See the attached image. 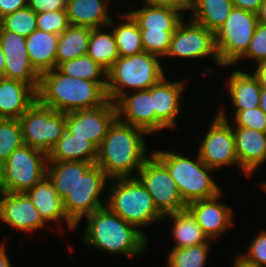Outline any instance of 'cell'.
Returning <instances> with one entry per match:
<instances>
[{
    "instance_id": "836d02e7",
    "label": "cell",
    "mask_w": 266,
    "mask_h": 267,
    "mask_svg": "<svg viewBox=\"0 0 266 267\" xmlns=\"http://www.w3.org/2000/svg\"><path fill=\"white\" fill-rule=\"evenodd\" d=\"M62 74L94 82H107V70L88 55L60 63L56 67Z\"/></svg>"
},
{
    "instance_id": "8d00e7d4",
    "label": "cell",
    "mask_w": 266,
    "mask_h": 267,
    "mask_svg": "<svg viewBox=\"0 0 266 267\" xmlns=\"http://www.w3.org/2000/svg\"><path fill=\"white\" fill-rule=\"evenodd\" d=\"M0 26L26 38L37 29V14L27 5L1 18Z\"/></svg>"
},
{
    "instance_id": "ac0fdd59",
    "label": "cell",
    "mask_w": 266,
    "mask_h": 267,
    "mask_svg": "<svg viewBox=\"0 0 266 267\" xmlns=\"http://www.w3.org/2000/svg\"><path fill=\"white\" fill-rule=\"evenodd\" d=\"M0 221L10 226L12 231L20 230L24 234L49 227L24 193L2 192Z\"/></svg>"
},
{
    "instance_id": "52a82bcc",
    "label": "cell",
    "mask_w": 266,
    "mask_h": 267,
    "mask_svg": "<svg viewBox=\"0 0 266 267\" xmlns=\"http://www.w3.org/2000/svg\"><path fill=\"white\" fill-rule=\"evenodd\" d=\"M48 156L23 144L0 166L2 192L24 193L46 176Z\"/></svg>"
},
{
    "instance_id": "db71d44e",
    "label": "cell",
    "mask_w": 266,
    "mask_h": 267,
    "mask_svg": "<svg viewBox=\"0 0 266 267\" xmlns=\"http://www.w3.org/2000/svg\"><path fill=\"white\" fill-rule=\"evenodd\" d=\"M260 188H261L264 192H266V181H263V182L260 183Z\"/></svg>"
},
{
    "instance_id": "f907efd6",
    "label": "cell",
    "mask_w": 266,
    "mask_h": 267,
    "mask_svg": "<svg viewBox=\"0 0 266 267\" xmlns=\"http://www.w3.org/2000/svg\"><path fill=\"white\" fill-rule=\"evenodd\" d=\"M258 22L266 24V0H264L257 13Z\"/></svg>"
},
{
    "instance_id": "8fae6325",
    "label": "cell",
    "mask_w": 266,
    "mask_h": 267,
    "mask_svg": "<svg viewBox=\"0 0 266 267\" xmlns=\"http://www.w3.org/2000/svg\"><path fill=\"white\" fill-rule=\"evenodd\" d=\"M257 24L256 13L235 7L231 10L215 32V45L223 66H232L246 52Z\"/></svg>"
},
{
    "instance_id": "74e56055",
    "label": "cell",
    "mask_w": 266,
    "mask_h": 267,
    "mask_svg": "<svg viewBox=\"0 0 266 267\" xmlns=\"http://www.w3.org/2000/svg\"><path fill=\"white\" fill-rule=\"evenodd\" d=\"M24 144L18 119L0 118V166L11 153Z\"/></svg>"
},
{
    "instance_id": "7402d4cb",
    "label": "cell",
    "mask_w": 266,
    "mask_h": 267,
    "mask_svg": "<svg viewBox=\"0 0 266 267\" xmlns=\"http://www.w3.org/2000/svg\"><path fill=\"white\" fill-rule=\"evenodd\" d=\"M235 69V70H234ZM225 89L233 112L245 111L260 106L261 86L258 78L249 70L233 67Z\"/></svg>"
},
{
    "instance_id": "603a6c76",
    "label": "cell",
    "mask_w": 266,
    "mask_h": 267,
    "mask_svg": "<svg viewBox=\"0 0 266 267\" xmlns=\"http://www.w3.org/2000/svg\"><path fill=\"white\" fill-rule=\"evenodd\" d=\"M37 101V91L22 81L0 78V118L19 119Z\"/></svg>"
},
{
    "instance_id": "5bb4252c",
    "label": "cell",
    "mask_w": 266,
    "mask_h": 267,
    "mask_svg": "<svg viewBox=\"0 0 266 267\" xmlns=\"http://www.w3.org/2000/svg\"><path fill=\"white\" fill-rule=\"evenodd\" d=\"M165 75L151 87L153 110H155V134L176 129L182 116L184 91L187 88L186 79L172 80ZM182 104V105H181ZM179 118V119H178Z\"/></svg>"
},
{
    "instance_id": "83f0119b",
    "label": "cell",
    "mask_w": 266,
    "mask_h": 267,
    "mask_svg": "<svg viewBox=\"0 0 266 267\" xmlns=\"http://www.w3.org/2000/svg\"><path fill=\"white\" fill-rule=\"evenodd\" d=\"M48 161H84L95 163L98 148L87 138L75 137L67 130L47 154Z\"/></svg>"
},
{
    "instance_id": "9a60e30c",
    "label": "cell",
    "mask_w": 266,
    "mask_h": 267,
    "mask_svg": "<svg viewBox=\"0 0 266 267\" xmlns=\"http://www.w3.org/2000/svg\"><path fill=\"white\" fill-rule=\"evenodd\" d=\"M116 119V105L108 99L99 107L66 113V130L75 137L87 138L98 148Z\"/></svg>"
},
{
    "instance_id": "d6a6232c",
    "label": "cell",
    "mask_w": 266,
    "mask_h": 267,
    "mask_svg": "<svg viewBox=\"0 0 266 267\" xmlns=\"http://www.w3.org/2000/svg\"><path fill=\"white\" fill-rule=\"evenodd\" d=\"M87 55L106 70L119 58L116 38L109 25L91 28Z\"/></svg>"
},
{
    "instance_id": "2e32d148",
    "label": "cell",
    "mask_w": 266,
    "mask_h": 267,
    "mask_svg": "<svg viewBox=\"0 0 266 267\" xmlns=\"http://www.w3.org/2000/svg\"><path fill=\"white\" fill-rule=\"evenodd\" d=\"M222 195L224 197V191L215 197L193 201L187 205L204 235L211 241L221 239L224 233H228L226 231L236 225L235 210L222 202Z\"/></svg>"
},
{
    "instance_id": "7a4b0ae2",
    "label": "cell",
    "mask_w": 266,
    "mask_h": 267,
    "mask_svg": "<svg viewBox=\"0 0 266 267\" xmlns=\"http://www.w3.org/2000/svg\"><path fill=\"white\" fill-rule=\"evenodd\" d=\"M84 218L86 222L80 240L89 249L101 250L105 255L117 254L130 259L141 258L147 251L148 238L106 206Z\"/></svg>"
},
{
    "instance_id": "484cf974",
    "label": "cell",
    "mask_w": 266,
    "mask_h": 267,
    "mask_svg": "<svg viewBox=\"0 0 266 267\" xmlns=\"http://www.w3.org/2000/svg\"><path fill=\"white\" fill-rule=\"evenodd\" d=\"M84 161H48L46 176L52 182L56 193L64 200L78 185V179L93 165Z\"/></svg>"
},
{
    "instance_id": "7bdbcfd3",
    "label": "cell",
    "mask_w": 266,
    "mask_h": 267,
    "mask_svg": "<svg viewBox=\"0 0 266 267\" xmlns=\"http://www.w3.org/2000/svg\"><path fill=\"white\" fill-rule=\"evenodd\" d=\"M142 1L154 6L168 7L175 9L181 14L185 15L186 17L187 15L189 17V14H191L194 5V0H142Z\"/></svg>"
},
{
    "instance_id": "ffe728a7",
    "label": "cell",
    "mask_w": 266,
    "mask_h": 267,
    "mask_svg": "<svg viewBox=\"0 0 266 267\" xmlns=\"http://www.w3.org/2000/svg\"><path fill=\"white\" fill-rule=\"evenodd\" d=\"M232 128L240 170L251 178L266 163V133L245 127Z\"/></svg>"
},
{
    "instance_id": "f1b7e54d",
    "label": "cell",
    "mask_w": 266,
    "mask_h": 267,
    "mask_svg": "<svg viewBox=\"0 0 266 267\" xmlns=\"http://www.w3.org/2000/svg\"><path fill=\"white\" fill-rule=\"evenodd\" d=\"M172 220L171 237L173 246L170 248L181 249L189 246L204 244L208 238L204 235L201 227L192 213L185 209L176 213L165 215L163 220Z\"/></svg>"
},
{
    "instance_id": "d6986e66",
    "label": "cell",
    "mask_w": 266,
    "mask_h": 267,
    "mask_svg": "<svg viewBox=\"0 0 266 267\" xmlns=\"http://www.w3.org/2000/svg\"><path fill=\"white\" fill-rule=\"evenodd\" d=\"M117 118L127 124L155 135V110L151 87L145 90L131 91L122 95L116 102Z\"/></svg>"
},
{
    "instance_id": "277c9868",
    "label": "cell",
    "mask_w": 266,
    "mask_h": 267,
    "mask_svg": "<svg viewBox=\"0 0 266 267\" xmlns=\"http://www.w3.org/2000/svg\"><path fill=\"white\" fill-rule=\"evenodd\" d=\"M152 153L167 167L186 205L215 197L223 191L212 175L214 169L208 167L198 153L193 158L189 154L186 156L187 153L169 151L167 148H153Z\"/></svg>"
},
{
    "instance_id": "4316f807",
    "label": "cell",
    "mask_w": 266,
    "mask_h": 267,
    "mask_svg": "<svg viewBox=\"0 0 266 267\" xmlns=\"http://www.w3.org/2000/svg\"><path fill=\"white\" fill-rule=\"evenodd\" d=\"M143 5H135L131 11H127L139 26V29L149 30H176L184 15L175 9L168 7L154 6L144 1ZM140 7V8H139Z\"/></svg>"
},
{
    "instance_id": "5b68a950",
    "label": "cell",
    "mask_w": 266,
    "mask_h": 267,
    "mask_svg": "<svg viewBox=\"0 0 266 267\" xmlns=\"http://www.w3.org/2000/svg\"><path fill=\"white\" fill-rule=\"evenodd\" d=\"M107 190L105 206L124 221L134 225L147 238V232L141 228L163 223V216L137 177L110 179Z\"/></svg>"
},
{
    "instance_id": "ab89813d",
    "label": "cell",
    "mask_w": 266,
    "mask_h": 267,
    "mask_svg": "<svg viewBox=\"0 0 266 267\" xmlns=\"http://www.w3.org/2000/svg\"><path fill=\"white\" fill-rule=\"evenodd\" d=\"M255 62V65L263 60H266V24L258 22L254 36L252 37L249 47L246 52L232 65L227 66L240 67L239 63L247 61ZM239 64V65H238Z\"/></svg>"
},
{
    "instance_id": "cb8c5ba5",
    "label": "cell",
    "mask_w": 266,
    "mask_h": 267,
    "mask_svg": "<svg viewBox=\"0 0 266 267\" xmlns=\"http://www.w3.org/2000/svg\"><path fill=\"white\" fill-rule=\"evenodd\" d=\"M111 0H67L66 15L70 25L89 28L106 27L113 19Z\"/></svg>"
},
{
    "instance_id": "ee69618b",
    "label": "cell",
    "mask_w": 266,
    "mask_h": 267,
    "mask_svg": "<svg viewBox=\"0 0 266 267\" xmlns=\"http://www.w3.org/2000/svg\"><path fill=\"white\" fill-rule=\"evenodd\" d=\"M67 0H28V6L36 13L65 10Z\"/></svg>"
},
{
    "instance_id": "44dd1931",
    "label": "cell",
    "mask_w": 266,
    "mask_h": 267,
    "mask_svg": "<svg viewBox=\"0 0 266 267\" xmlns=\"http://www.w3.org/2000/svg\"><path fill=\"white\" fill-rule=\"evenodd\" d=\"M24 194L31 200V203L36 207L43 220L49 224H54L52 227L61 226L62 222L65 223L68 230H76V225L67 217L63 200L56 193V190L47 176L38 182L33 188L29 189Z\"/></svg>"
},
{
    "instance_id": "e575fe53",
    "label": "cell",
    "mask_w": 266,
    "mask_h": 267,
    "mask_svg": "<svg viewBox=\"0 0 266 267\" xmlns=\"http://www.w3.org/2000/svg\"><path fill=\"white\" fill-rule=\"evenodd\" d=\"M213 241L181 249L170 248L166 256L167 267H206Z\"/></svg>"
},
{
    "instance_id": "9c48e42d",
    "label": "cell",
    "mask_w": 266,
    "mask_h": 267,
    "mask_svg": "<svg viewBox=\"0 0 266 267\" xmlns=\"http://www.w3.org/2000/svg\"><path fill=\"white\" fill-rule=\"evenodd\" d=\"M24 144L48 154L66 130V113L34 102L18 119Z\"/></svg>"
},
{
    "instance_id": "681fc988",
    "label": "cell",
    "mask_w": 266,
    "mask_h": 267,
    "mask_svg": "<svg viewBox=\"0 0 266 267\" xmlns=\"http://www.w3.org/2000/svg\"><path fill=\"white\" fill-rule=\"evenodd\" d=\"M231 267H257L253 263L246 261L241 255L235 256Z\"/></svg>"
},
{
    "instance_id": "f5cc1de1",
    "label": "cell",
    "mask_w": 266,
    "mask_h": 267,
    "mask_svg": "<svg viewBox=\"0 0 266 267\" xmlns=\"http://www.w3.org/2000/svg\"><path fill=\"white\" fill-rule=\"evenodd\" d=\"M259 107L266 114V90H261Z\"/></svg>"
},
{
    "instance_id": "8992f818",
    "label": "cell",
    "mask_w": 266,
    "mask_h": 267,
    "mask_svg": "<svg viewBox=\"0 0 266 267\" xmlns=\"http://www.w3.org/2000/svg\"><path fill=\"white\" fill-rule=\"evenodd\" d=\"M161 60L145 51L132 56H119L107 70V98L115 103L128 92L152 87L167 75L166 66Z\"/></svg>"
},
{
    "instance_id": "3957f363",
    "label": "cell",
    "mask_w": 266,
    "mask_h": 267,
    "mask_svg": "<svg viewBox=\"0 0 266 267\" xmlns=\"http://www.w3.org/2000/svg\"><path fill=\"white\" fill-rule=\"evenodd\" d=\"M107 82H94L62 74L57 68L40 75L37 100L56 111L69 113L103 105Z\"/></svg>"
},
{
    "instance_id": "60d3db41",
    "label": "cell",
    "mask_w": 266,
    "mask_h": 267,
    "mask_svg": "<svg viewBox=\"0 0 266 267\" xmlns=\"http://www.w3.org/2000/svg\"><path fill=\"white\" fill-rule=\"evenodd\" d=\"M65 10L37 14V29L60 35L69 26Z\"/></svg>"
},
{
    "instance_id": "b9f144b4",
    "label": "cell",
    "mask_w": 266,
    "mask_h": 267,
    "mask_svg": "<svg viewBox=\"0 0 266 267\" xmlns=\"http://www.w3.org/2000/svg\"><path fill=\"white\" fill-rule=\"evenodd\" d=\"M250 241L245 253L239 255L257 267H266V230H260Z\"/></svg>"
},
{
    "instance_id": "4fadbf2b",
    "label": "cell",
    "mask_w": 266,
    "mask_h": 267,
    "mask_svg": "<svg viewBox=\"0 0 266 267\" xmlns=\"http://www.w3.org/2000/svg\"><path fill=\"white\" fill-rule=\"evenodd\" d=\"M214 114L207 131L196 140L199 145L196 152L215 171L228 166L233 168L234 165L240 169L232 125L217 113Z\"/></svg>"
},
{
    "instance_id": "11a10c76",
    "label": "cell",
    "mask_w": 266,
    "mask_h": 267,
    "mask_svg": "<svg viewBox=\"0 0 266 267\" xmlns=\"http://www.w3.org/2000/svg\"><path fill=\"white\" fill-rule=\"evenodd\" d=\"M1 194H2V189H1V183H0V197H1Z\"/></svg>"
},
{
    "instance_id": "7dc6e473",
    "label": "cell",
    "mask_w": 266,
    "mask_h": 267,
    "mask_svg": "<svg viewBox=\"0 0 266 267\" xmlns=\"http://www.w3.org/2000/svg\"><path fill=\"white\" fill-rule=\"evenodd\" d=\"M255 66V67H254ZM251 72L258 78L261 90H266V60L254 65Z\"/></svg>"
},
{
    "instance_id": "ba28073f",
    "label": "cell",
    "mask_w": 266,
    "mask_h": 267,
    "mask_svg": "<svg viewBox=\"0 0 266 267\" xmlns=\"http://www.w3.org/2000/svg\"><path fill=\"white\" fill-rule=\"evenodd\" d=\"M178 58L195 61L205 59H211L218 68L224 69L227 66H223L220 63L216 45H215V33L208 30L205 26L193 21L190 17H184L179 23L175 32L172 34L171 42L165 59Z\"/></svg>"
},
{
    "instance_id": "e0dca14e",
    "label": "cell",
    "mask_w": 266,
    "mask_h": 267,
    "mask_svg": "<svg viewBox=\"0 0 266 267\" xmlns=\"http://www.w3.org/2000/svg\"><path fill=\"white\" fill-rule=\"evenodd\" d=\"M0 43L5 58L4 78L22 81L38 91L40 74L30 63L26 38L0 26Z\"/></svg>"
},
{
    "instance_id": "f35d334b",
    "label": "cell",
    "mask_w": 266,
    "mask_h": 267,
    "mask_svg": "<svg viewBox=\"0 0 266 267\" xmlns=\"http://www.w3.org/2000/svg\"><path fill=\"white\" fill-rule=\"evenodd\" d=\"M143 50L165 60L175 30L140 29Z\"/></svg>"
},
{
    "instance_id": "c3c4849f",
    "label": "cell",
    "mask_w": 266,
    "mask_h": 267,
    "mask_svg": "<svg viewBox=\"0 0 266 267\" xmlns=\"http://www.w3.org/2000/svg\"><path fill=\"white\" fill-rule=\"evenodd\" d=\"M6 245L4 242L0 244V267H13Z\"/></svg>"
},
{
    "instance_id": "30bf717a",
    "label": "cell",
    "mask_w": 266,
    "mask_h": 267,
    "mask_svg": "<svg viewBox=\"0 0 266 267\" xmlns=\"http://www.w3.org/2000/svg\"><path fill=\"white\" fill-rule=\"evenodd\" d=\"M109 181L110 178L94 163L79 177L76 189L63 200L65 213L76 229L84 217L105 207Z\"/></svg>"
},
{
    "instance_id": "7c38bea8",
    "label": "cell",
    "mask_w": 266,
    "mask_h": 267,
    "mask_svg": "<svg viewBox=\"0 0 266 267\" xmlns=\"http://www.w3.org/2000/svg\"><path fill=\"white\" fill-rule=\"evenodd\" d=\"M137 178L146 187L163 217L187 209L167 167L153 153L144 161Z\"/></svg>"
},
{
    "instance_id": "bcb514c9",
    "label": "cell",
    "mask_w": 266,
    "mask_h": 267,
    "mask_svg": "<svg viewBox=\"0 0 266 267\" xmlns=\"http://www.w3.org/2000/svg\"><path fill=\"white\" fill-rule=\"evenodd\" d=\"M264 0H232L235 8L243 9L253 13H258Z\"/></svg>"
},
{
    "instance_id": "6da1fadb",
    "label": "cell",
    "mask_w": 266,
    "mask_h": 267,
    "mask_svg": "<svg viewBox=\"0 0 266 267\" xmlns=\"http://www.w3.org/2000/svg\"><path fill=\"white\" fill-rule=\"evenodd\" d=\"M147 135L144 130L117 118L98 147L95 163L110 179L137 177L144 161L152 154Z\"/></svg>"
},
{
    "instance_id": "f6af8a7d",
    "label": "cell",
    "mask_w": 266,
    "mask_h": 267,
    "mask_svg": "<svg viewBox=\"0 0 266 267\" xmlns=\"http://www.w3.org/2000/svg\"><path fill=\"white\" fill-rule=\"evenodd\" d=\"M27 4L28 0H0V19L27 6Z\"/></svg>"
},
{
    "instance_id": "d590c367",
    "label": "cell",
    "mask_w": 266,
    "mask_h": 267,
    "mask_svg": "<svg viewBox=\"0 0 266 267\" xmlns=\"http://www.w3.org/2000/svg\"><path fill=\"white\" fill-rule=\"evenodd\" d=\"M219 105L220 106H217L218 109L216 108V113L222 119L228 121L232 125V127H245L266 133V114L260 109V107H255L253 109H248L240 112H234V116L233 113H230V118L227 113L228 110H225V105Z\"/></svg>"
},
{
    "instance_id": "4dcf8cb0",
    "label": "cell",
    "mask_w": 266,
    "mask_h": 267,
    "mask_svg": "<svg viewBox=\"0 0 266 267\" xmlns=\"http://www.w3.org/2000/svg\"><path fill=\"white\" fill-rule=\"evenodd\" d=\"M91 28L69 25L59 35L56 67L65 61L87 55Z\"/></svg>"
},
{
    "instance_id": "1f68e13d",
    "label": "cell",
    "mask_w": 266,
    "mask_h": 267,
    "mask_svg": "<svg viewBox=\"0 0 266 267\" xmlns=\"http://www.w3.org/2000/svg\"><path fill=\"white\" fill-rule=\"evenodd\" d=\"M233 8L232 0H194L189 17L215 33L224 24Z\"/></svg>"
},
{
    "instance_id": "816d5d0a",
    "label": "cell",
    "mask_w": 266,
    "mask_h": 267,
    "mask_svg": "<svg viewBox=\"0 0 266 267\" xmlns=\"http://www.w3.org/2000/svg\"><path fill=\"white\" fill-rule=\"evenodd\" d=\"M4 71H5V58H4V53H3L2 46L0 43V78L4 77Z\"/></svg>"
},
{
    "instance_id": "d4e9b609",
    "label": "cell",
    "mask_w": 266,
    "mask_h": 267,
    "mask_svg": "<svg viewBox=\"0 0 266 267\" xmlns=\"http://www.w3.org/2000/svg\"><path fill=\"white\" fill-rule=\"evenodd\" d=\"M59 35L36 29L26 37V48L31 65L41 75L56 68Z\"/></svg>"
},
{
    "instance_id": "f546056e",
    "label": "cell",
    "mask_w": 266,
    "mask_h": 267,
    "mask_svg": "<svg viewBox=\"0 0 266 267\" xmlns=\"http://www.w3.org/2000/svg\"><path fill=\"white\" fill-rule=\"evenodd\" d=\"M115 16L109 27L115 35L119 56H132L143 52L141 32L133 17L127 11L118 12Z\"/></svg>"
}]
</instances>
